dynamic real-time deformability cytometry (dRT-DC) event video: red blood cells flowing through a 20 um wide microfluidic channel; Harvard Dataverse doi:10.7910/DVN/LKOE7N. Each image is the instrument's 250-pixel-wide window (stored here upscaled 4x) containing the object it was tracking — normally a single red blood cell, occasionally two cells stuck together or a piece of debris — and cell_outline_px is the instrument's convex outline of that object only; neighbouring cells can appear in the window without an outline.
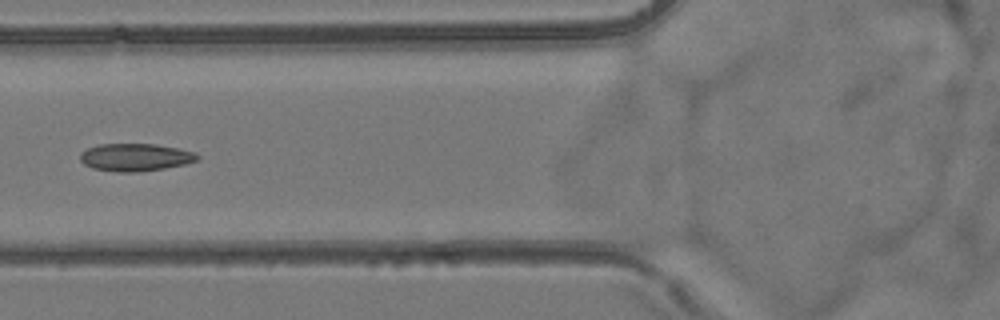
{"species": "common noctule bat (a hibernating species)", "species_latin": "Nyctalus noctula", "temperature_condition": "room temperature", "stored_images_in_passage": 8, "camera_frame_rate_fps": 3000, "um_per_image_px": 0.085, "animal": {"sex": "female", "body_mass_g": 24.6, "forearm_length_mm": 56.2}, "frame": {"image": 1, "passage_image": 6, "time_ms": 6.0, "image_size_px": [1000, 320], "cell_outline_px": [[200, 156], [196, 160], [184, 164], [164, 168], [136, 172], [116, 172], [92, 168], [84, 164], [80, 160], [80, 152], [88, 148], [100, 144], [156, 144], [180, 148], [196, 152]], "centroid_in_image_um": [11.5, 13.36], "position_along_channel_um": 114.3, "area_um2": 18.9}}
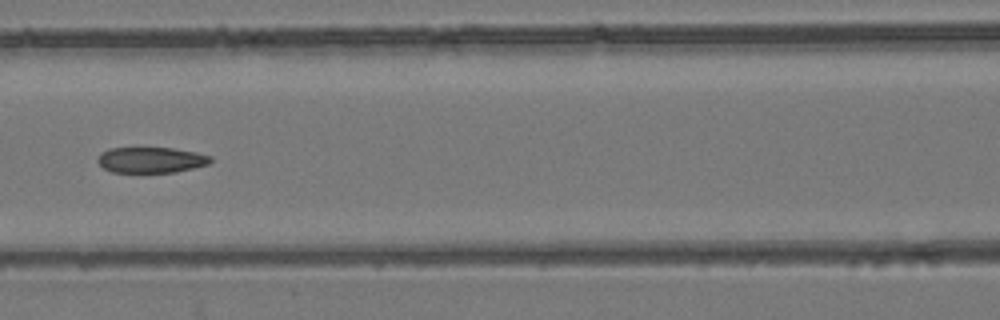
{"frame": {"image": 2, "passage_image": 7, "time_ms": 7.0, "image_size_px": [1000, 320], "cell_outline_px": [[212, 160], [208, 164], [176, 172], [112, 172], [104, 168], [96, 160], [100, 152], [108, 148], [172, 148], [196, 152], [212, 156]], "centroid_in_image_um": [12.82, 13.59], "position_along_channel_um": 153.8, "area_um2": 16.94}}
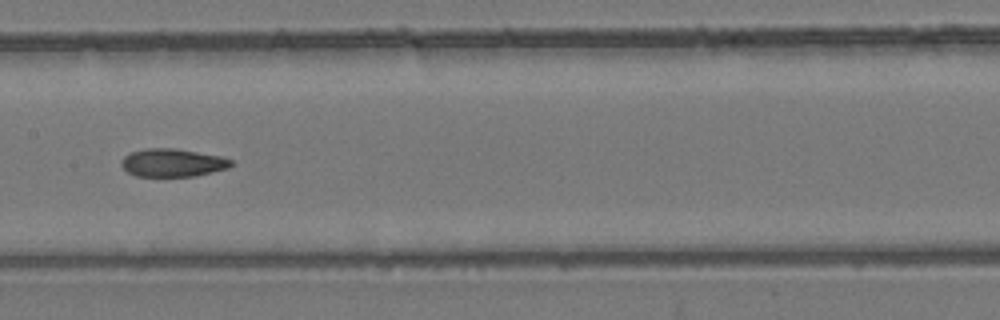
{"frame": {"image": 3, "passage_image": 8, "time_ms": 8.0, "image_size_px": [1000, 320], "cell_outline_px": [[232, 164], [228, 168], [196, 176], [136, 176], [128, 172], [120, 164], [120, 160], [124, 156], [132, 152], [144, 148], [176, 148], [220, 156], [232, 160]], "centroid_in_image_um": [14.65, 13.83], "position_along_channel_um": 192.8, "area_um2": 17.92}}